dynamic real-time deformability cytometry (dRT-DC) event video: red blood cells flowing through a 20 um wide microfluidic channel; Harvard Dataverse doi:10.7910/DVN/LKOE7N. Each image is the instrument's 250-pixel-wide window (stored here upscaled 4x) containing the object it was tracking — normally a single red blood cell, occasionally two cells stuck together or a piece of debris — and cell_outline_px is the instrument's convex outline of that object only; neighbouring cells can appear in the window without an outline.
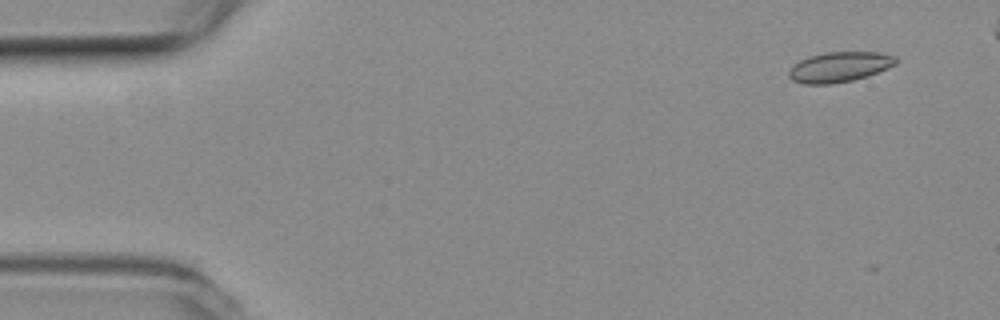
{"species": "common noctule bat (a hibernating species)", "species_latin": "Nyctalus noctula", "temperature_condition": "room temperature", "stored_images_in_passage": 13, "camera_frame_rate_fps": 3000, "um_per_image_px": 0.085, "animal": {"sex": "female", "body_mass_g": 19.3, "forearm_length_mm": 54.1}, "frame": {"image": 1, "passage_image": 3, "time_ms": 0.667, "image_size_px": [1000, 320], "cell_outline_px": [[896, 64], [888, 68], [868, 76], [852, 80], [832, 84], [804, 84], [792, 80], [788, 76], [788, 72], [800, 60], [808, 56], [824, 52], [880, 52], [896, 56]], "centroid_in_image_um": [71.36, 5.69], "position_along_channel_um": 13.6, "area_um2": 18.84}}